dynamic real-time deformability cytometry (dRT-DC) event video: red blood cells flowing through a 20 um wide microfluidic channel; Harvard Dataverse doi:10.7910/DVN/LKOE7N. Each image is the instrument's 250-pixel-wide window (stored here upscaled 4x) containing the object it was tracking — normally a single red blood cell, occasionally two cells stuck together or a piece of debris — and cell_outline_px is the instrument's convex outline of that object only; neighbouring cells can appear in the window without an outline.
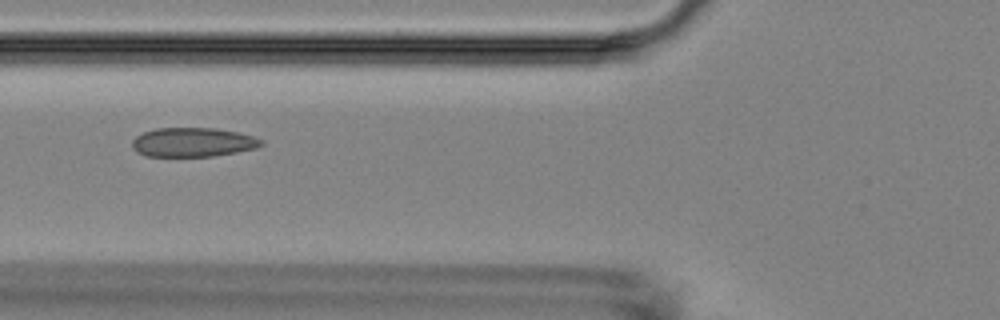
{"species": "Egyptian fruit bat (a non-hibernating species)", "species_latin": "Rousettus aegyptiacus", "temperature_condition": "room temperature", "stored_images_in_passage": 13, "camera_frame_rate_fps": 3000, "um_per_image_px": 0.085, "animal": {"sex": "female"}, "frame": {"image": 1, "passage_image": 4, "time_ms": 4.667, "image_size_px": [1000, 320], "cell_outline_px": [[264, 144], [256, 148], [236, 152], [212, 156], [144, 156], [136, 152], [132, 148], [132, 140], [136, 136], [144, 132], [156, 128], [216, 128], [240, 132], [264, 140]], "centroid_in_image_um": [16.4, 12.09], "position_along_channel_um": 109.4, "area_um2": 22.08}}
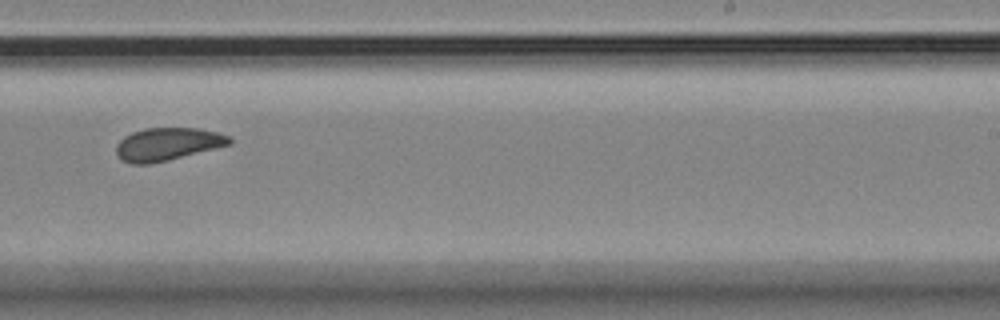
{"frame": {"image": 2, "passage_image": 8, "time_ms": 9.333, "image_size_px": [1000, 320], "cell_outline_px": [[232, 144], [168, 160], [148, 164], [132, 164], [120, 160], [116, 152], [116, 144], [124, 136], [132, 132], [144, 128], [200, 128], [216, 132], [228, 136], [232, 140]], "centroid_in_image_um": [14.21, 12.25], "position_along_channel_um": 274.8, "area_um2": 21.68}}
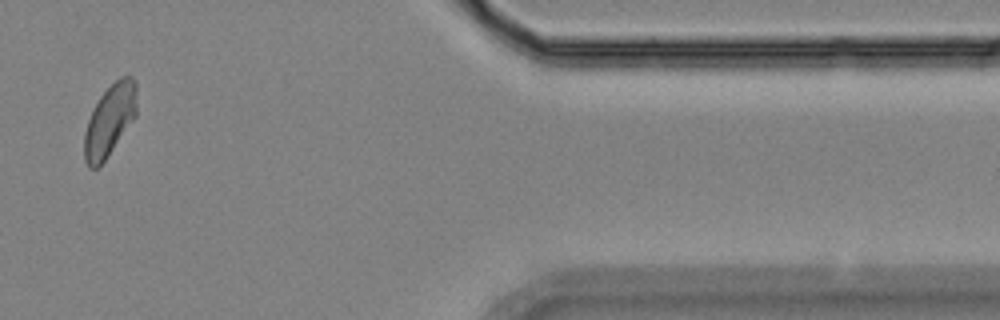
{"frame": {"image": 3, "passage_image": 12, "time_ms": 14.0, "image_size_px": [1000, 320], "cell_outline_px": [[136, 116], [100, 168], [88, 168], [84, 160], [84, 132], [88, 120], [100, 96], [120, 76], [132, 76], [136, 84]], "centroid_in_image_um": [9.32, 10.27], "position_along_channel_um": 402.1, "area_um2": 21.91}, "authors_computed_cell_mechanics": {"area_um2": 22.1952, "velocity_mm_per_s": 3.5579, "shape_relaxation_time_tau1_ms": null, "shape_relaxation_time_tau2_ms": 2.3542, "deformation_change_tau1": null, "deformation_change_tau2": 0.0671}}